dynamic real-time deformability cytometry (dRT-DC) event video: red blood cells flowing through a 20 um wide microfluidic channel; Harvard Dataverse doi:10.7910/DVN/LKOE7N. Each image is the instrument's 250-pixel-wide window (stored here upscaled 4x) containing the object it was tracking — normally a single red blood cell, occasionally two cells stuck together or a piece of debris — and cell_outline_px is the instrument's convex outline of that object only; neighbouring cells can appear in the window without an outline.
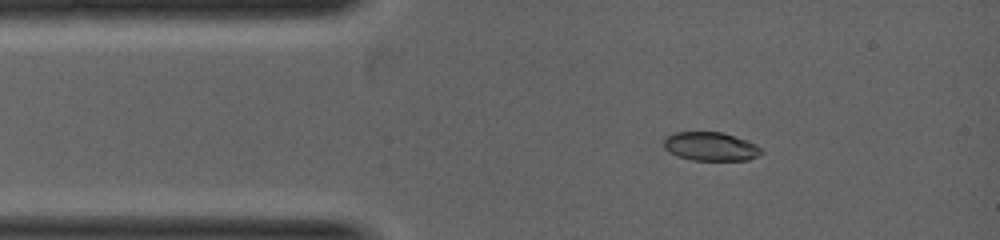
{"species": "common noctule bat (a hibernating species)", "species_latin": "Nyctalus noctula", "temperature_condition": "warm", "stored_images_in_passage": 28, "camera_frame_rate_fps": 5000, "um_per_image_px": 0.085, "animal": {"sex": "female", "body_mass_g": 19.0, "forearm_length_mm": 53.3}, "frame": {"image": 1, "passage_image": 1, "time_ms": 0.0, "image_size_px": [1000, 240], "cell_outline_px": [[764, 152], [748, 160], [692, 160], [676, 156], [668, 152], [664, 148], [664, 136], [676, 132], [724, 132], [756, 144]], "centroid_in_image_um": [60.36, 12.45], "position_along_channel_um": 24.6, "area_um2": 16.42}}
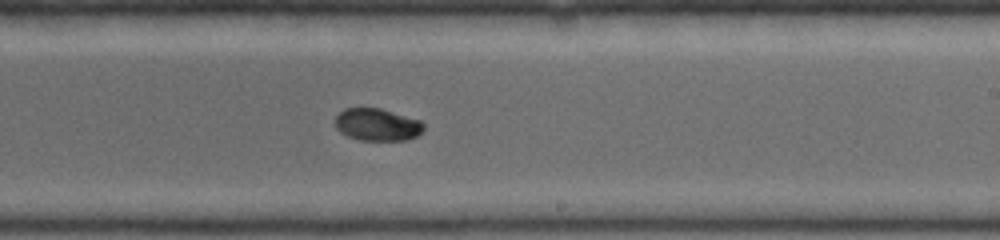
{"frame": {"image": 2, "passage_image": 14, "time_ms": 3.2, "image_size_px": [1000, 240], "cell_outline_px": [[424, 128], [416, 136], [408, 140], [360, 140], [348, 136], [340, 132], [336, 128], [336, 116], [344, 108], [380, 108], [420, 120], [424, 124]], "centroid_in_image_um": [32.06, 10.59], "position_along_channel_um": 256.9, "area_um2": 16.59}}
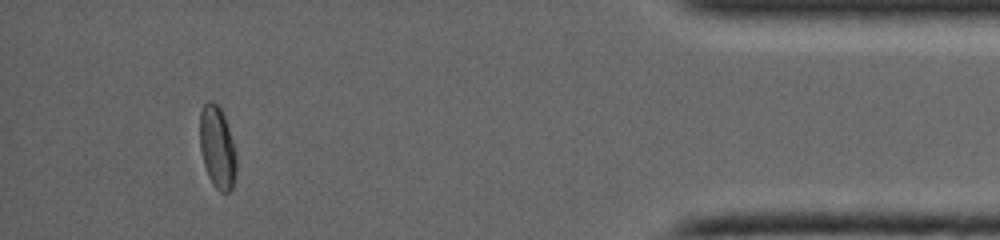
{"frame": {"image": 3, "passage_image": 25, "time_ms": 5.8, "image_size_px": [1000, 240], "cell_outline_px": [[236, 168], [232, 188], [228, 192], [220, 192], [212, 184], [208, 176], [204, 164], [200, 148], [200, 112], [204, 104], [208, 100], [212, 100], [220, 108], [224, 116], [236, 148]], "centroid_in_image_um": [18.47, 12.52], "position_along_channel_um": 416.7, "area_um2": 17.57}}